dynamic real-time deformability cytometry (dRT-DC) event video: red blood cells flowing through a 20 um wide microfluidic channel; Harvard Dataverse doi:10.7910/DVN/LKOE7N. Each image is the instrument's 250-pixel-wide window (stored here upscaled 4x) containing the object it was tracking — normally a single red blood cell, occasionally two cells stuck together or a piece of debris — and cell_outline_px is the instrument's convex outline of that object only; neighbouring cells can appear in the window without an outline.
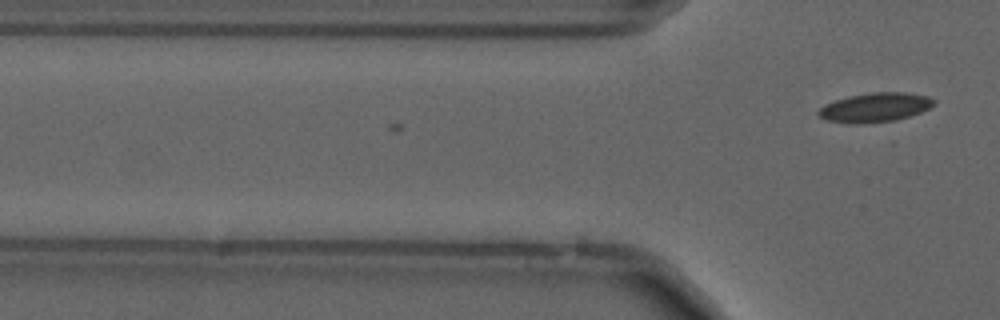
{"species": "common noctule bat (a hibernating species)", "species_latin": "Nyctalus noctula", "temperature_condition": "cold", "stored_images_in_passage": 3, "camera_frame_rate_fps": 3000, "um_per_image_px": 0.085, "animal": {"sex": "male", "forearm_length_mm": 52.5}, "frame": {"image": 1, "passage_image": 3, "time_ms": 0.667, "image_size_px": [1000, 320], "cell_outline_px": [[936, 104], [920, 112], [896, 120], [856, 124], [824, 120], [816, 112], [824, 104], [848, 96], [872, 92], [904, 92], [928, 96], [936, 100]], "centroid_in_image_um": [74.37, 9.12], "position_along_channel_um": 51.4, "area_um2": 19.65}}